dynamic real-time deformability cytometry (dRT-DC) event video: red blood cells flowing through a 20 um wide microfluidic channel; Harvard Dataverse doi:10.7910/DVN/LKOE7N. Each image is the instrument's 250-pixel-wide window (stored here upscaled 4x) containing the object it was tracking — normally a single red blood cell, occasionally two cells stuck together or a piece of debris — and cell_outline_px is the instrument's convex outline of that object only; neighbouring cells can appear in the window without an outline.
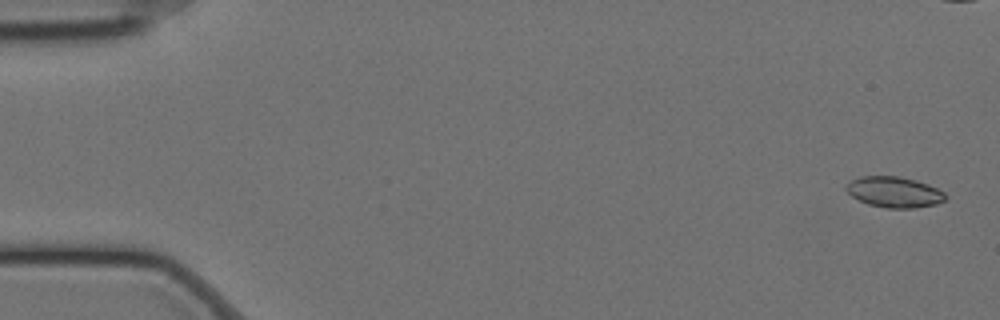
{"species": "Egyptian fruit bat (a non-hibernating species)", "species_latin": "Rousettus aegyptiacus", "temperature_condition": "cold", "stored_images_in_passage": 60, "camera_frame_rate_fps": 3000, "um_per_image_px": 0.085, "animal": {"sex": "female"}, "frame": {"image": 1, "passage_image": 2, "time_ms": 0.333, "image_size_px": [1000, 320], "cell_outline_px": [[948, 196], [944, 200], [936, 204], [916, 208], [888, 208], [868, 204], [852, 196], [844, 188], [844, 184], [860, 176], [900, 176], [916, 180], [928, 184], [944, 192]], "centroid_in_image_um": [76.0, 16.32], "position_along_channel_um": 9.0, "area_um2": 17.86}}
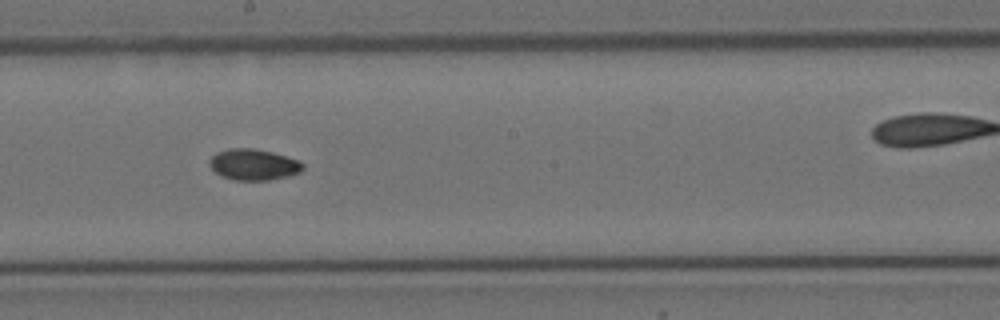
{"frame": {"image": 2, "passage_image": 33, "time_ms": 10.667, "image_size_px": [1000, 320], "cell_outline_px": [[304, 168], [300, 172], [288, 176], [268, 180], [232, 180], [220, 176], [208, 164], [208, 160], [216, 152], [228, 148], [252, 148], [272, 152], [300, 160], [304, 164]], "centroid_in_image_um": [21.54, 13.98], "position_along_channel_um": 226.7, "area_um2": 17.11}}
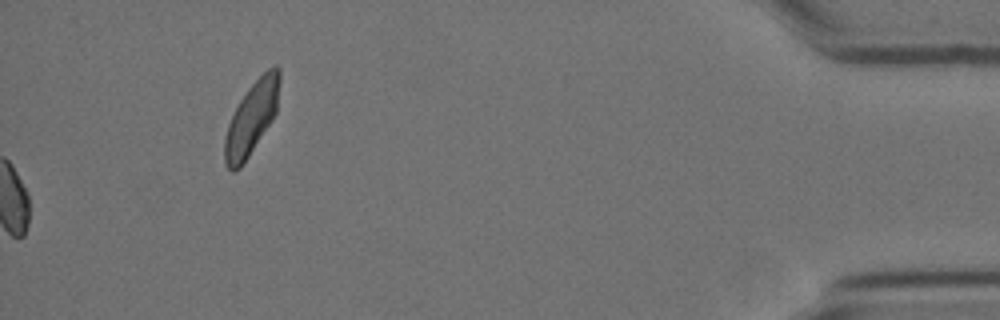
{"frame": {"image": 3, "passage_image": 60, "time_ms": 19.667, "image_size_px": [1000, 320], "cell_outline_px": [[280, 80], [276, 112], [272, 120], [240, 168], [232, 172], [224, 164], [224, 140], [228, 124], [240, 100], [248, 88], [268, 68], [276, 64], [280, 68]], "centroid_in_image_um": [21.38, 10.03], "position_along_channel_um": 413.8, "area_um2": 23.0}, "authors_computed_cell_mechanics": {"area_um2": 16.762, "velocity_mm_per_s": 3.451, "shape_relaxation_time_tau1_ms": 7.3365, "shape_relaxation_time_tau2_ms": 7.2748, "deformation_change_tau1": 0.1139, "deformation_change_tau2": 0.0776}}